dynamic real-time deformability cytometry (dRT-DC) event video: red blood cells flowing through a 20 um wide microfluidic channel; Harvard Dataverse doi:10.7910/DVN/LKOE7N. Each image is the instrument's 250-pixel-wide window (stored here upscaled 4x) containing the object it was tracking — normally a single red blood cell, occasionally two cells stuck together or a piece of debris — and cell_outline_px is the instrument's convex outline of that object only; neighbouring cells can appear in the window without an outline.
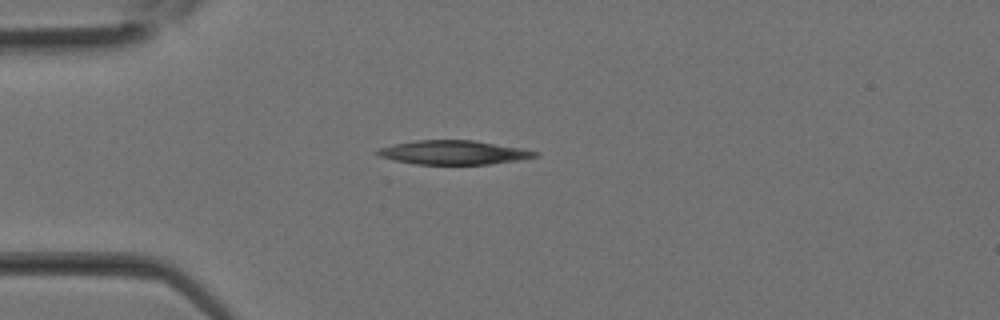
{"species": "Egyptian fruit bat (a non-hibernating species)", "species_latin": "Rousettus aegyptiacus", "temperature_condition": "room temperature", "stored_images_in_passage": 2, "camera_frame_rate_fps": 3000, "um_per_image_px": 0.085, "animal": {"sex": "female"}, "frame": {"image": 1, "passage_image": 1, "time_ms": 0.0, "image_size_px": [1000, 320], "cell_outline_px": [[540, 156], [516, 160], [488, 164], [416, 164], [396, 160], [380, 156], [372, 152], [376, 148], [416, 140], [476, 140], [520, 148], [540, 152]], "centroid_in_image_um": [38.54, 12.95], "position_along_channel_um": 46.5, "area_um2": 21.96}}